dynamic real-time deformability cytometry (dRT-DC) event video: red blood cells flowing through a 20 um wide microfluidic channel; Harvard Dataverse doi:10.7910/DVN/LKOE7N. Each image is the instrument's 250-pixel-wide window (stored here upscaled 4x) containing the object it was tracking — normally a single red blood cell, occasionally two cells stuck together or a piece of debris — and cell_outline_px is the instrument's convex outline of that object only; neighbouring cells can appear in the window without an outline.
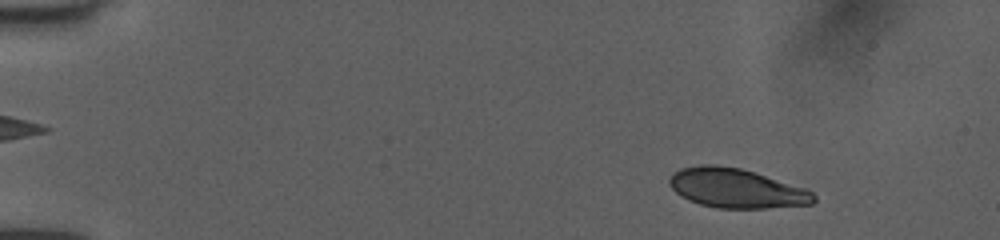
{"species": "human", "species_latin": "Homo sapiens", "temperature_condition": "room temperature", "stored_images_in_passage": 51, "camera_frame_rate_fps": 3000, "um_per_image_px": 0.085, "donor": {"sex": "female"}, "frame": {"image": 1, "passage_image": 6, "time_ms": 1.667, "image_size_px": [1000, 240], "cell_outline_px": [[816, 200], [812, 204], [768, 208], [716, 208], [700, 204], [688, 200], [680, 196], [668, 184], [668, 176], [672, 172], [680, 168], [700, 164], [716, 164], [740, 168], [804, 188], [812, 192], [816, 196]], "centroid_in_image_um": [62.52, 16.0], "position_along_channel_um": 22.5, "area_um2": 33.23}}
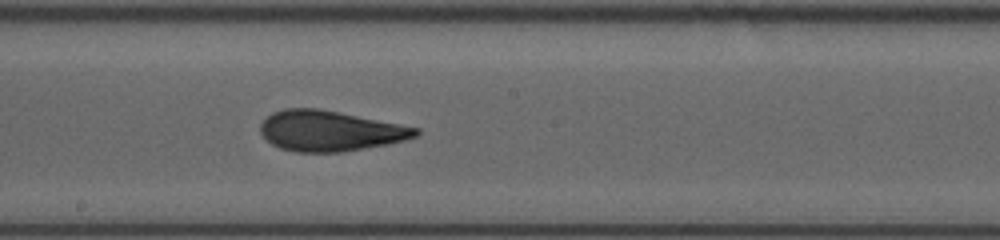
{"frame": {"image": 2, "passage_image": 29, "time_ms": 9.333, "image_size_px": [1000, 240], "cell_outline_px": [[420, 132], [416, 136], [404, 140], [388, 144], [340, 152], [296, 152], [280, 148], [272, 144], [260, 132], [260, 124], [272, 112], [284, 108], [320, 108], [420, 128]], "centroid_in_image_um": [28.04, 11.12], "position_along_channel_um": 220.2, "area_um2": 36.53}}
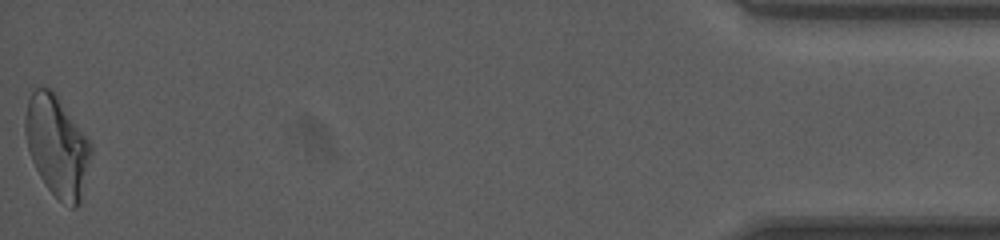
{"frame": {"image": 3, "passage_image": 51, "time_ms": 16.667, "image_size_px": [1000, 240], "cell_outline_px": [[92, 152], [80, 204], [76, 208], [72, 208], [60, 200], [48, 188], [40, 176], [32, 160], [28, 148], [24, 132], [24, 120], [28, 88], [52, 88], [88, 136], [92, 144]], "centroid_in_image_um": [4.84, 12.34], "position_along_channel_um": 430.4, "area_um2": 39.19}, "authors_computed_cell_mechanics": {"area_um2": 36.125, "velocity_mm_per_s": 4.0253, "shape_relaxation_time_tau1_ms": 5.5932, "shape_relaxation_time_tau2_ms": 1.4754, "deformation_change_tau1": 0.1721, "deformation_change_tau2": 0.0759}}